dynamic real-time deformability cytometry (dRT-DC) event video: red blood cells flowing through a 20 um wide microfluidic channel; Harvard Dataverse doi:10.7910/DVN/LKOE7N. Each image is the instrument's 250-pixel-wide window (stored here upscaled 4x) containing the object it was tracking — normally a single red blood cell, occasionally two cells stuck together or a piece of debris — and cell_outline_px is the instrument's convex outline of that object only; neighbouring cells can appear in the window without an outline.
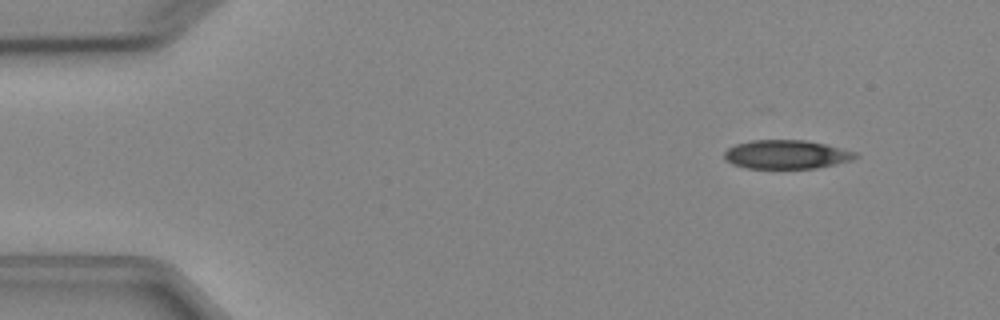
{"species": "Egyptian fruit bat (a non-hibernating species)", "species_latin": "Rousettus aegyptiacus", "temperature_condition": "cold", "stored_images_in_passage": 4, "camera_frame_rate_fps": 3000, "um_per_image_px": 0.085, "animal": {"sex": "female"}, "frame": {"image": 1, "passage_image": 2, "time_ms": 1.333, "image_size_px": [1000, 320], "cell_outline_px": [[860, 156], [852, 160], [836, 164], [816, 168], [748, 168], [732, 164], [724, 160], [724, 152], [728, 148], [736, 144], [752, 140], [804, 140], [824, 144], [856, 152]], "centroid_in_image_um": [66.83, 13.13], "position_along_channel_um": 18.2, "area_um2": 21.96}}